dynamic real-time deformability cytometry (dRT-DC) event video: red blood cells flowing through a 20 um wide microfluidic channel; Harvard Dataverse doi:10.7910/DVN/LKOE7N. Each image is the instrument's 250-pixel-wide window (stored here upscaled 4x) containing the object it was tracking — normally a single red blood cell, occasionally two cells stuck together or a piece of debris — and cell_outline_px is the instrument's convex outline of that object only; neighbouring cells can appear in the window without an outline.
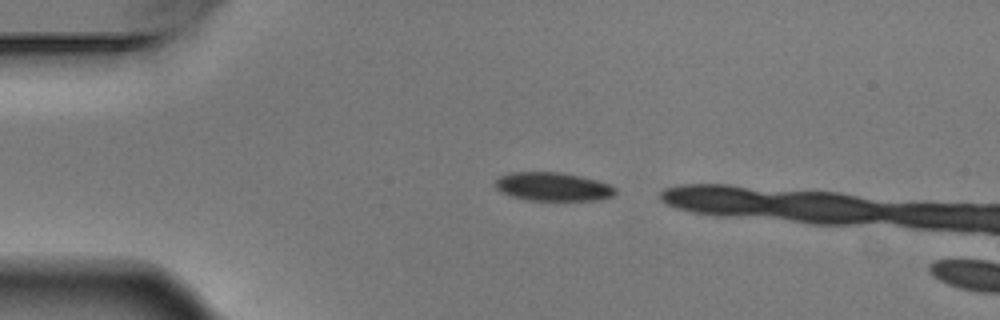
{"species": "Egyptian fruit bat (a non-hibernating species)", "species_latin": "Rousettus aegyptiacus", "temperature_condition": "warm", "stored_images_in_passage": 2, "camera_frame_rate_fps": 3000, "um_per_image_px": 0.085, "animal": {"sex": "male"}, "frame": {"image": 1, "passage_image": 1, "time_ms": 0.0, "image_size_px": [1000, 320], "cell_outline_px": [[616, 192], [612, 196], [600, 200], [528, 200], [512, 196], [496, 188], [496, 180], [500, 176], [508, 172], [560, 172], [580, 176], [596, 180], [608, 184], [616, 188]], "centroid_in_image_um": [47.01, 15.86], "position_along_channel_um": 38.0, "area_um2": 19.83}}